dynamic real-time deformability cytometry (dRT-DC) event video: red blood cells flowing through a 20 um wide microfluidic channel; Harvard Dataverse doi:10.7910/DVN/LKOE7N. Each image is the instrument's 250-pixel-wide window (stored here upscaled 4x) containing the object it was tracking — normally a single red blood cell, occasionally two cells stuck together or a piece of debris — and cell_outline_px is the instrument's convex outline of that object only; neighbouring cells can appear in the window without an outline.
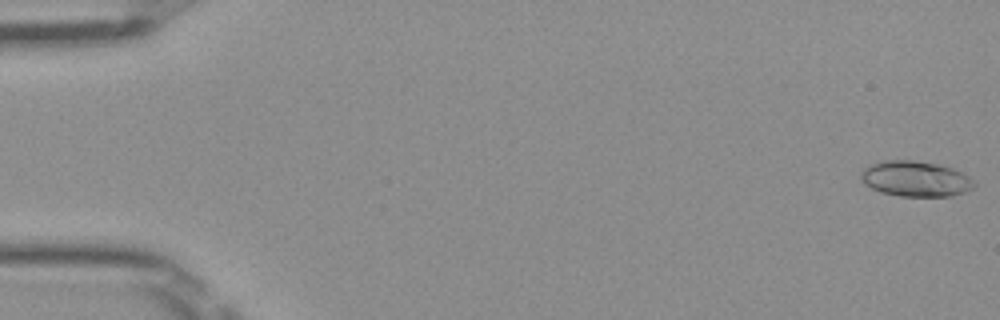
{"species": "Egyptian fruit bat (a non-hibernating species)", "species_latin": "Rousettus aegyptiacus", "temperature_condition": "room temperature", "stored_images_in_passage": 26, "camera_frame_rate_fps": 3000, "um_per_image_px": 0.085, "frame": {"image": 1, "passage_image": 1, "time_ms": 0.0, "image_size_px": [1000, 320], "cell_outline_px": [[976, 184], [972, 188], [964, 192], [952, 196], [900, 196], [880, 192], [864, 184], [860, 176], [860, 172], [864, 168], [872, 164], [884, 160], [912, 160], [936, 164], [952, 168], [968, 176]], "centroid_in_image_um": [77.79, 15.2], "position_along_channel_um": 7.2, "area_um2": 23.29}}
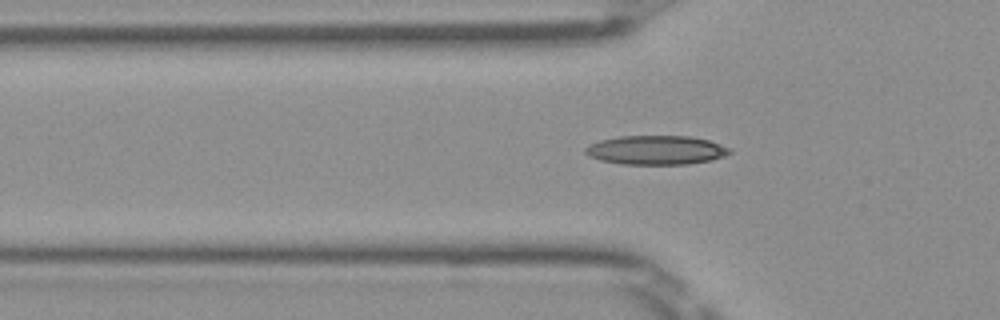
{"frame": {"image": 2, "passage_image": 17, "time_ms": 5.333, "image_size_px": [1000, 320], "cell_outline_px": [[732, 152], [724, 156], [712, 160], [688, 164], [624, 164], [600, 160], [588, 156], [584, 152], [584, 148], [588, 144], [600, 140], [620, 136], [688, 136], [708, 140], [732, 148]], "centroid_in_image_um": [55.76, 12.75], "position_along_channel_um": 70.0, "area_um2": 24.57}}
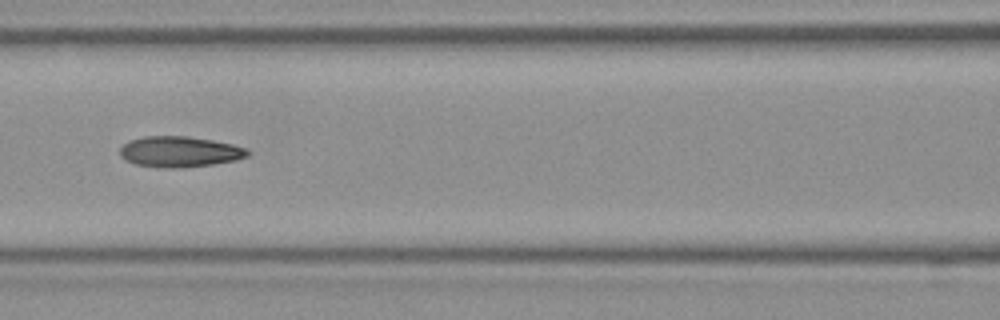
{"frame": {"image": 3, "passage_image": 23, "time_ms": 7.333, "image_size_px": [1000, 320], "cell_outline_px": [[252, 152], [248, 156], [236, 160], [212, 164], [180, 168], [160, 168], [136, 164], [124, 160], [120, 156], [120, 148], [128, 140], [144, 136], [188, 136], [212, 140], [232, 144], [248, 148]], "centroid_in_image_um": [15.27, 12.89], "position_along_channel_um": 151.3, "area_um2": 23.12}}